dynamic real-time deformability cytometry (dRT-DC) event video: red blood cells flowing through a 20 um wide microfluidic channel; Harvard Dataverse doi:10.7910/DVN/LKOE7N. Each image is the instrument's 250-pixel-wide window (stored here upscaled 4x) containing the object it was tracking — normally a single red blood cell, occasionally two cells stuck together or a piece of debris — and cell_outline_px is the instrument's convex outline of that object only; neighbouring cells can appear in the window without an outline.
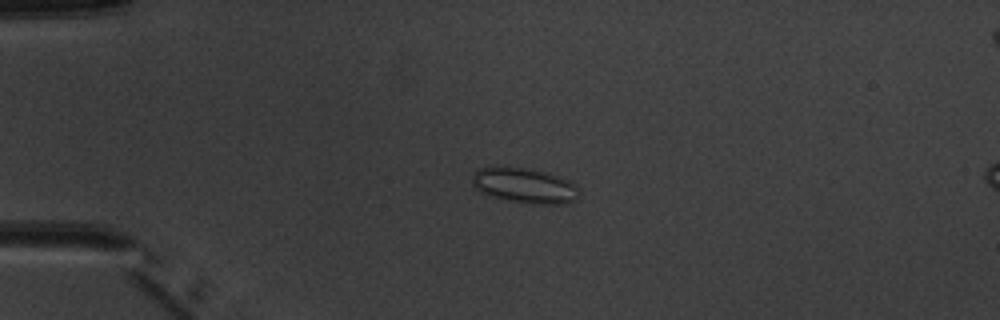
{"species": "common noctule bat (a hibernating species)", "species_latin": "Nyctalus noctula", "temperature_condition": "warm", "stored_images_in_passage": 5, "camera_frame_rate_fps": 3000, "um_per_image_px": 0.085, "animal": {"sex": "male", "body_mass_g": 20.1, "forearm_length_mm": 53.5}, "frame": {"image": 1, "passage_image": 3, "time_ms": 3.0, "image_size_px": [1000, 320], "cell_outline_px": [[580, 196], [576, 200], [568, 204], [528, 204], [488, 196], [480, 192], [472, 184], [472, 176], [476, 168], [520, 168], [540, 172], [556, 176], [568, 180], [576, 184], [580, 192]], "centroid_in_image_um": [44.61, 15.82], "position_along_channel_um": 40.4, "area_um2": 21.79}}
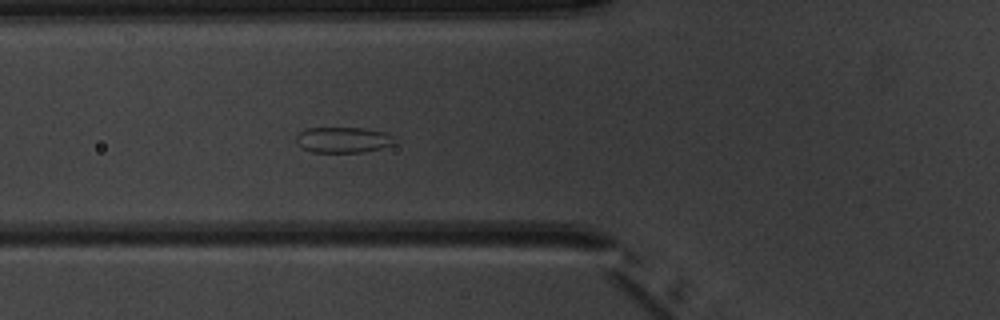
{"frame": {"image": 2, "passage_image": 5, "time_ms": 5.333, "image_size_px": [1000, 320], "cell_outline_px": [[396, 140], [392, 144], [380, 148], [364, 152], [312, 152], [304, 148], [296, 140], [296, 136], [300, 132], [308, 128], [364, 128], [384, 132], [392, 136]], "centroid_in_image_um": [29.18, 11.88], "position_along_channel_um": 96.6, "area_um2": 14.51}}